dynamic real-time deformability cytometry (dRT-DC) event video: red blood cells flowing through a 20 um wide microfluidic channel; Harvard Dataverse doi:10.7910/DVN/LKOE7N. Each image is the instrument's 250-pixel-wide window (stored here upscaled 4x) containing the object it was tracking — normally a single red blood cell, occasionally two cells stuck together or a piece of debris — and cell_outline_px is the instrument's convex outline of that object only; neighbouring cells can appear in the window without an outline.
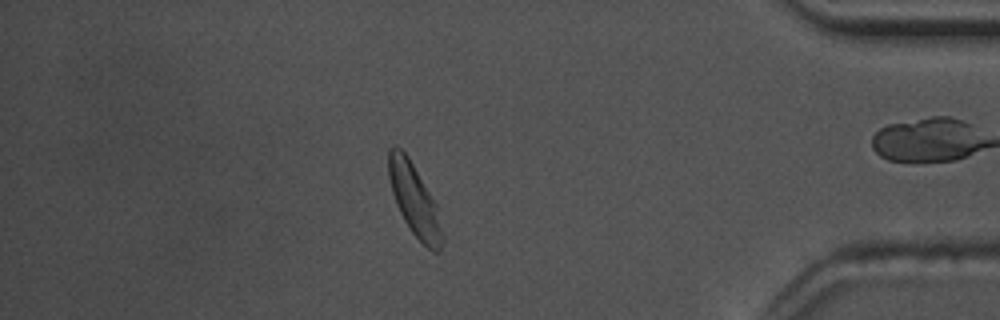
{"species": "common noctule bat (a hibernating species)", "species_latin": "Nyctalus noctula", "temperature_condition": "warm", "stored_images_in_passage": 58, "camera_frame_rate_fps": 3000, "um_per_image_px": 0.085, "animal": {"sex": "male", "body_mass_g": 17.5, "forearm_length_mm": 52.3}, "frame": {"image": 1, "passage_image": 50, "time_ms": 16.333, "image_size_px": [1000, 320], "cell_outline_px": [[444, 240], [440, 252], [436, 252], [428, 248], [408, 228], [396, 204], [392, 192], [388, 176], [388, 148], [392, 144], [396, 144], [408, 156], [436, 204], [444, 232]], "centroid_in_image_um": [35.22, 17.0], "position_along_channel_um": 400.0, "area_um2": 22.6}, "authors_computed_cell_mechanics": {"area_um2": 22.6287, "velocity_mm_per_s": 3.6174, "shape_relaxation_time_tau1_ms": 3.869, "shape_relaxation_time_tau2_ms": 1.6528, "deformation_change_tau1": 0.1133, "deformation_change_tau2": 0.0628}}